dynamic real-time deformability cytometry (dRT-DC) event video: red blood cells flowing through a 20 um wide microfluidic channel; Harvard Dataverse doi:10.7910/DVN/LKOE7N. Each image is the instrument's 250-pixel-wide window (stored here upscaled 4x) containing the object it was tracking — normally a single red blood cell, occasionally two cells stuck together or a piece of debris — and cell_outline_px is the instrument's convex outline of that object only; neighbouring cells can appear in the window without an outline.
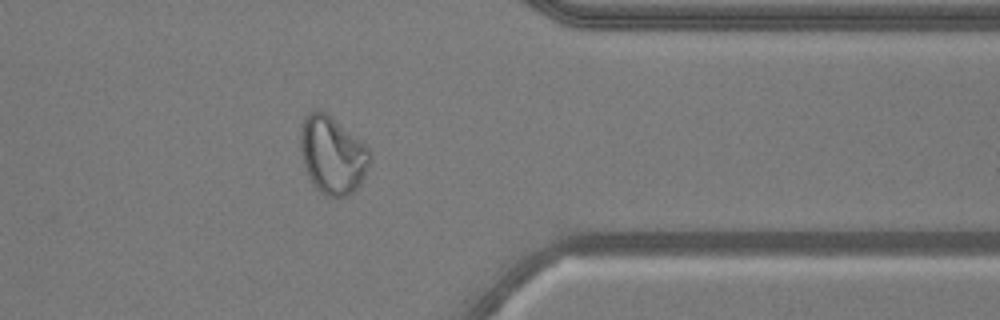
{"species": "common noctule bat (a hibernating species)", "species_latin": "Nyctalus noctula", "temperature_condition": "warm", "stored_images_in_passage": 41, "camera_frame_rate_fps": 3000, "um_per_image_px": 0.085, "animal": {"sex": "male", "body_mass_g": 20.5, "forearm_length_mm": 52.5}, "frame": {"image": 1, "passage_image": 30, "time_ms": 9.667, "image_size_px": [1000, 320], "cell_outline_px": [[368, 164], [364, 176], [360, 184], [352, 192], [344, 196], [328, 196], [320, 192], [316, 188], [308, 176], [300, 152], [300, 136], [304, 120], [308, 112], [316, 108], [324, 112], [360, 140], [368, 148]], "centroid_in_image_um": [28.21, 13.18], "position_along_channel_um": 383.2, "area_um2": 30.69}, "authors_computed_cell_mechanics": {"area_um2": 29.478, "velocity_mm_per_s": 3.752, "shape_relaxation_time_tau1_ms": null, "shape_relaxation_time_tau2_ms": 1.2139, "deformation_change_tau1": null, "deformation_change_tau2": 0.0647}}